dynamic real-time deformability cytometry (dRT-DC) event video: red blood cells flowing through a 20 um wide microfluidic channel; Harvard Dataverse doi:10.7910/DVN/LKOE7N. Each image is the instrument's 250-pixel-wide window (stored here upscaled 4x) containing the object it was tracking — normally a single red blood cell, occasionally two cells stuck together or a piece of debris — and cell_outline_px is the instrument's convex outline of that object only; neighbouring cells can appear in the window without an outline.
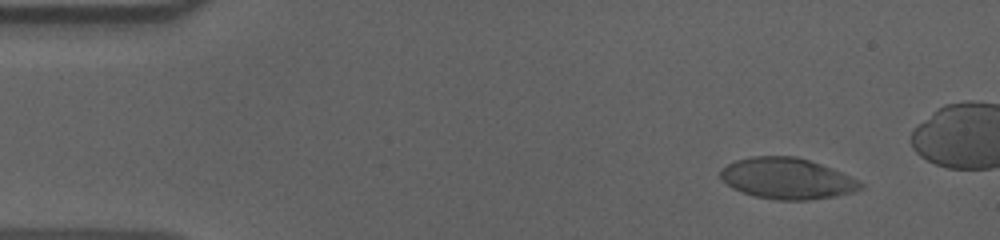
{"species": "human", "species_latin": "Homo sapiens", "temperature_condition": "cold", "stored_images_in_passage": 50, "camera_frame_rate_fps": 3000, "um_per_image_px": 0.085, "donor": {"sex": "male"}, "frame": {"image": 1, "passage_image": 5, "time_ms": 1.333, "image_size_px": [1000, 240], "cell_outline_px": [[864, 188], [852, 192], [836, 196], [808, 200], [776, 200], [752, 196], [732, 188], [720, 176], [720, 172], [728, 164], [736, 160], [752, 156], [796, 156], [832, 168], [864, 184]], "centroid_in_image_um": [66.9, 15.18], "position_along_channel_um": 18.1, "area_um2": 33.29}}
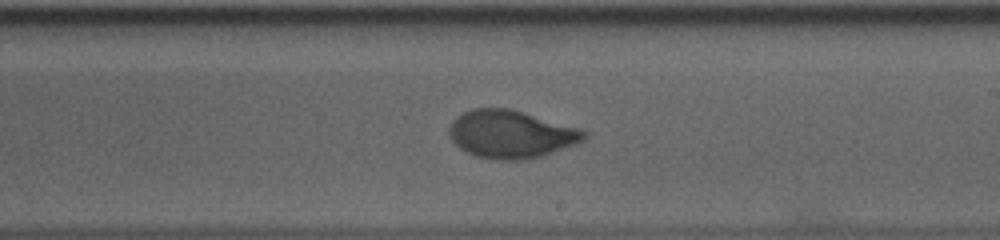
{"frame": {"image": 2, "passage_image": 32, "time_ms": 10.333, "image_size_px": [1000, 240], "cell_outline_px": [[588, 136], [584, 140], [576, 144], [540, 156], [520, 160], [492, 160], [476, 156], [460, 148], [452, 140], [448, 132], [448, 128], [452, 120], [456, 116], [472, 108], [508, 108], [524, 112], [584, 128], [588, 132]], "centroid_in_image_um": [43.46, 11.39], "position_along_channel_um": 245.5, "area_um2": 37.97}}
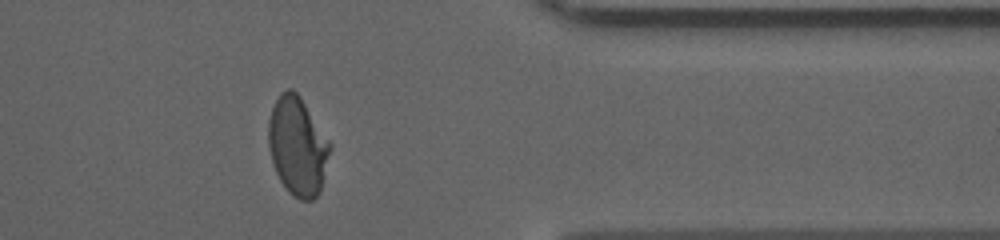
{"frame": {"image": 3, "passage_image": 45, "time_ms": 14.667, "image_size_px": [1000, 240], "cell_outline_px": [[332, 148], [320, 192], [312, 200], [300, 200], [292, 196], [288, 192], [280, 180], [276, 172], [268, 148], [268, 120], [272, 108], [280, 92], [288, 88], [292, 88], [300, 96], [332, 144]], "centroid_in_image_um": [25.3, 12.43], "position_along_channel_um": 386.1, "area_um2": 35.66}}